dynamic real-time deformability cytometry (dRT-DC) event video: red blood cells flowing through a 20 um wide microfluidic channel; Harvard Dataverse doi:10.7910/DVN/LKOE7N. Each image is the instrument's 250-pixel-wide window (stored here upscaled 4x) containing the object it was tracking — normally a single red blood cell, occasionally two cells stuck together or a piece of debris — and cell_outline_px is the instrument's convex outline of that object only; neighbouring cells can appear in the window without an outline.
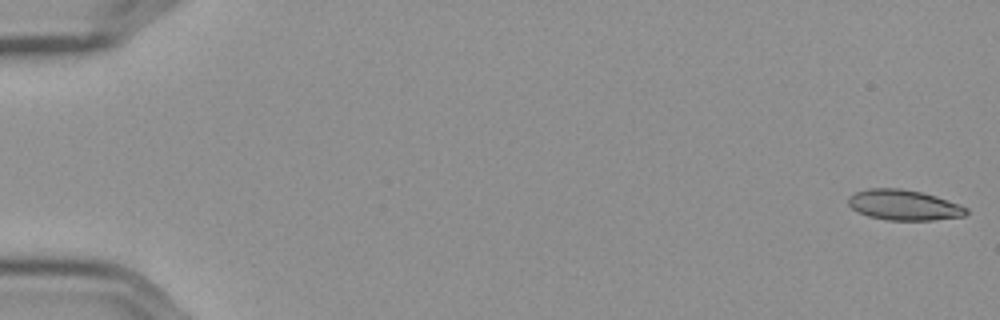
{"species": "Egyptian fruit bat (a non-hibernating species)", "species_latin": "Rousettus aegyptiacus", "temperature_condition": "cold", "stored_images_in_passage": 57, "camera_frame_rate_fps": 3000, "um_per_image_px": 0.085, "frame": {"image": 1, "passage_image": 1, "time_ms": 0.0, "image_size_px": [1000, 320], "cell_outline_px": [[968, 212], [964, 216], [932, 220], [888, 220], [868, 216], [856, 212], [848, 204], [848, 196], [856, 192], [868, 188], [900, 188], [924, 192], [960, 204], [968, 208]], "centroid_in_image_um": [76.82, 17.42], "position_along_channel_um": 8.2, "area_um2": 21.1}}
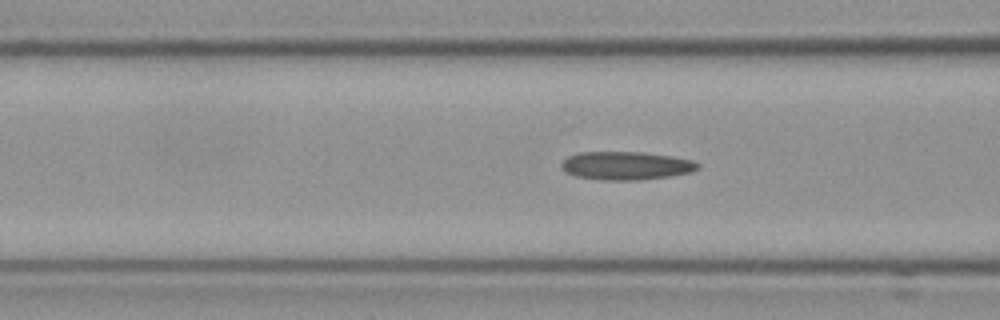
{"frame": {"image": 2, "passage_image": 23, "time_ms": 7.333, "image_size_px": [1000, 320], "cell_outline_px": [[700, 168], [692, 172], [668, 176], [640, 180], [600, 180], [576, 176], [564, 172], [560, 168], [560, 164], [568, 156], [580, 152], [644, 152], [672, 156], [692, 160], [700, 164]], "centroid_in_image_um": [53.2, 14.08], "position_along_channel_um": 113.4, "area_um2": 22.66}}
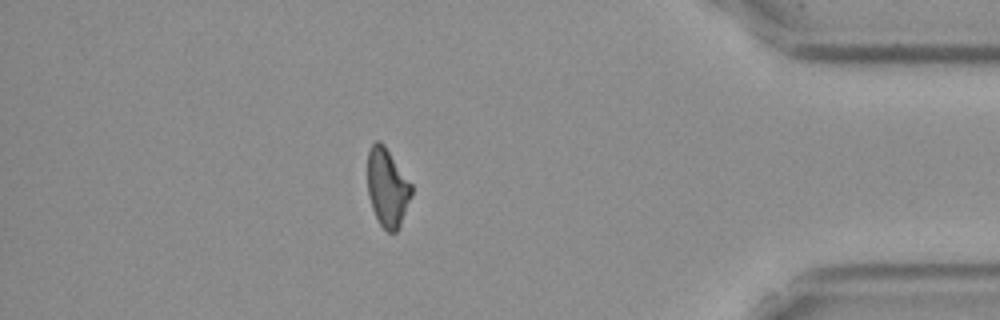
{"frame": {"image": 3, "passage_image": 50, "time_ms": 16.333, "image_size_px": [1000, 320], "cell_outline_px": [[412, 196], [400, 224], [396, 232], [388, 232], [380, 224], [372, 208], [368, 196], [368, 152], [372, 144], [376, 140], [380, 140], [384, 144], [412, 184]], "centroid_in_image_um": [32.93, 15.92], "position_along_channel_um": 402.3, "area_um2": 20.0}, "authors_computed_cell_mechanics": {"area_um2": 21.5594, "velocity_mm_per_s": 3.6029, "shape_relaxation_time_tau1_ms": null, "shape_relaxation_time_tau2_ms": 6.7732, "deformation_change_tau1": null, "deformation_change_tau2": 0.1785}}